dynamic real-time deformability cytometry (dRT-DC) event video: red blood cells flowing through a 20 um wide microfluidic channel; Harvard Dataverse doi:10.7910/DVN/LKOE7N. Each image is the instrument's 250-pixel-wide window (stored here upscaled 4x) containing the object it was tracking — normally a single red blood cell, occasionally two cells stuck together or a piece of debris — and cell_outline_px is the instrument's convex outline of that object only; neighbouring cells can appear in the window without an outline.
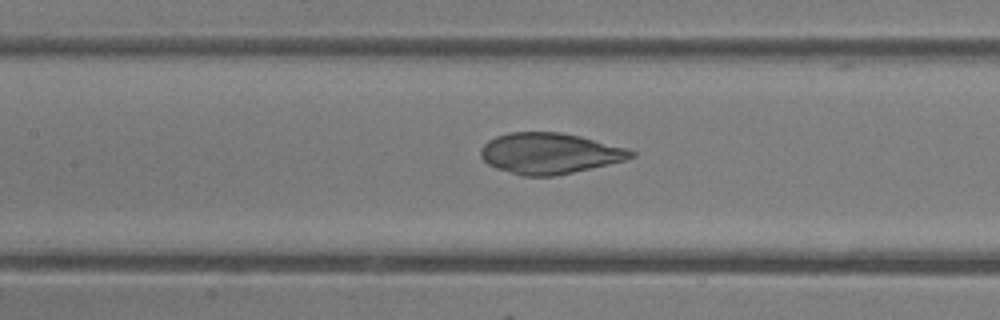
{"species": "common noctule bat (a hibernating species)", "species_latin": "Nyctalus noctula", "temperature_condition": "room temperature", "stored_images_in_passage": 36, "camera_frame_rate_fps": 3000, "um_per_image_px": 0.085, "animal": {"sex": "female"}, "frame": {"image": 1, "passage_image": 10, "time_ms": 3.0, "image_size_px": [1000, 320], "cell_outline_px": [[636, 156], [624, 160], [608, 164], [572, 172], [552, 176], [524, 176], [496, 168], [488, 164], [480, 156], [480, 148], [488, 140], [496, 136], [508, 132], [560, 132], [580, 136], [628, 148], [636, 152]], "centroid_in_image_um": [46.7, 13.02], "position_along_channel_um": 160.7, "area_um2": 35.72}}
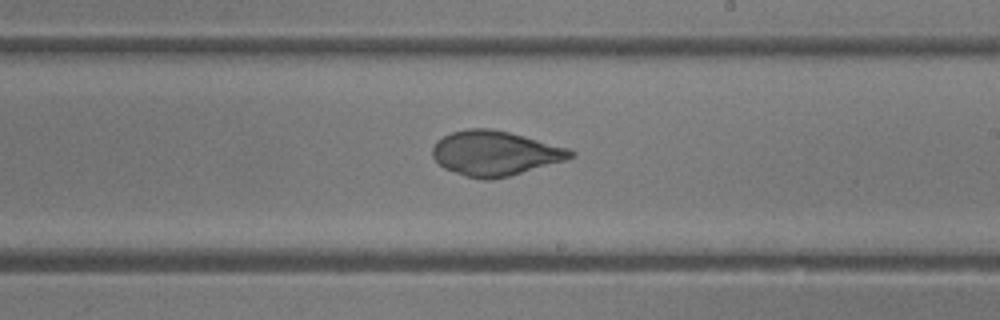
{"frame": {"image": 2, "passage_image": 16, "time_ms": 5.0, "image_size_px": [1000, 320], "cell_outline_px": [[576, 156], [564, 160], [508, 176], [492, 180], [484, 180], [464, 176], [444, 168], [432, 156], [432, 148], [436, 140], [452, 132], [468, 128], [492, 128], [524, 136], [568, 148], [576, 152]], "centroid_in_image_um": [42.05, 13.02], "position_along_channel_um": 247.0, "area_um2": 35.84}}
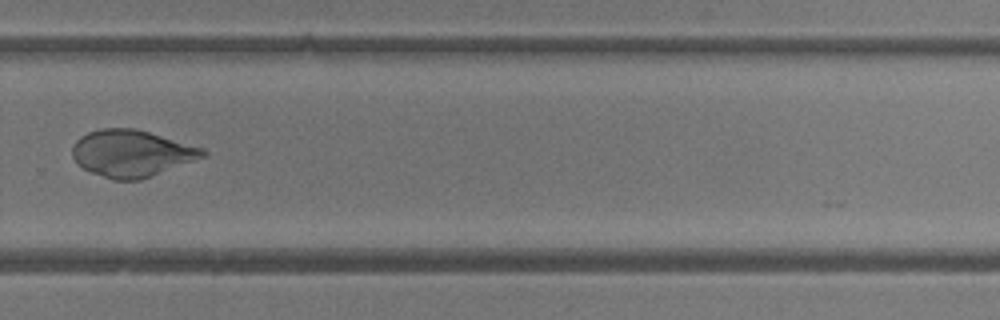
{"frame": {"image": 3, "passage_image": 21, "time_ms": 6.667, "image_size_px": [1000, 320], "cell_outline_px": [[208, 156], [140, 180], [112, 180], [92, 172], [76, 164], [72, 156], [72, 148], [76, 140], [80, 136], [88, 132], [100, 128], [136, 128], [204, 148], [208, 152]], "centroid_in_image_um": [11.2, 13.03], "position_along_channel_um": 318.6, "area_um2": 35.84}}